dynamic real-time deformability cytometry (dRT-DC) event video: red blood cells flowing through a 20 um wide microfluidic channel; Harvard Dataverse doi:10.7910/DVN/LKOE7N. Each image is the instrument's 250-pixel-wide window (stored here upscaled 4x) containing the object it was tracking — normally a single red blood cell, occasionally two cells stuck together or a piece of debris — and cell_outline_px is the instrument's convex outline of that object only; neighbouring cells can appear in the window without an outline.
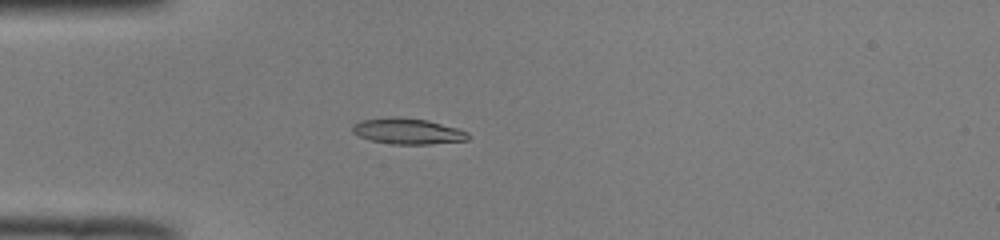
{"species": "common noctule bat (a hibernating species)", "species_latin": "Nyctalus noctula", "temperature_condition": "room temperature", "stored_images_in_passage": 37, "camera_frame_rate_fps": 3000, "um_per_image_px": 0.085, "animal": {"sex": "male", "body_mass_g": 19.0, "forearm_length_mm": 50.8}, "frame": {"image": 1, "passage_image": 1, "time_ms": 0.0, "image_size_px": [1000, 240], "cell_outline_px": [[472, 136], [468, 140], [428, 144], [392, 144], [372, 140], [360, 136], [352, 132], [352, 124], [360, 120], [428, 120], [456, 128], [468, 132]], "centroid_in_image_um": [34.73, 11.21], "position_along_channel_um": 50.3, "area_um2": 16.47}}
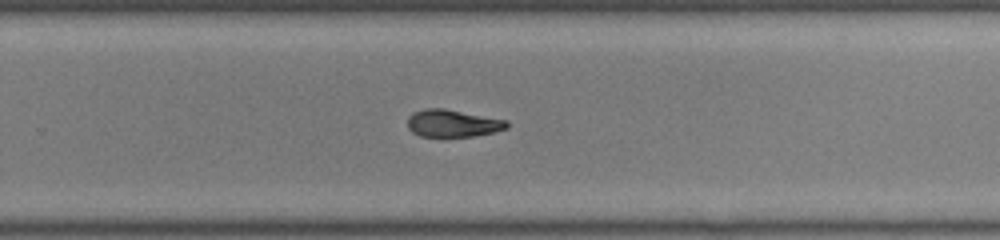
{"frame": {"image": 2, "passage_image": 20, "time_ms": 6.333, "image_size_px": [1000, 240], "cell_outline_px": [[508, 128], [492, 132], [472, 136], [420, 136], [412, 132], [408, 128], [408, 116], [412, 112], [424, 108], [444, 108], [508, 120]], "centroid_in_image_um": [38.46, 10.46], "position_along_channel_um": 291.3, "area_um2": 15.84}}
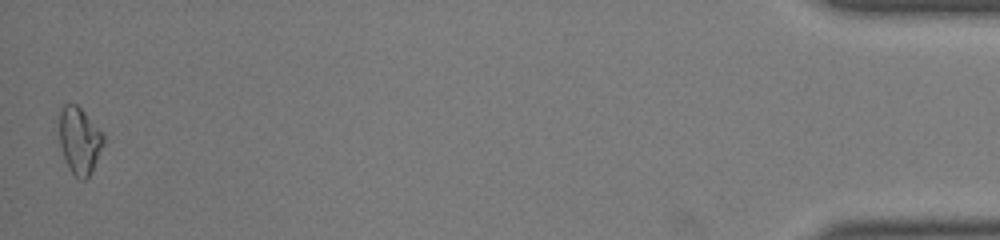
{"frame": {"image": 3, "passage_image": 37, "time_ms": 12.0, "image_size_px": [1000, 240], "cell_outline_px": [[104, 144], [92, 172], [84, 180], [80, 180], [72, 172], [64, 156], [60, 144], [60, 108], [64, 104], [76, 104], [104, 132]], "centroid_in_image_um": [6.79, 11.93], "position_along_channel_um": 428.4, "area_um2": 17.11}, "authors_computed_cell_mechanics": {"area_um2": 16.8776, "velocity_mm_per_s": 3.9993, "shape_relaxation_time_tau1_ms": 6.9055, "shape_relaxation_time_tau2_ms": 5.4001, "deformation_change_tau1": 0.1915, "deformation_change_tau2": 0.0763}}